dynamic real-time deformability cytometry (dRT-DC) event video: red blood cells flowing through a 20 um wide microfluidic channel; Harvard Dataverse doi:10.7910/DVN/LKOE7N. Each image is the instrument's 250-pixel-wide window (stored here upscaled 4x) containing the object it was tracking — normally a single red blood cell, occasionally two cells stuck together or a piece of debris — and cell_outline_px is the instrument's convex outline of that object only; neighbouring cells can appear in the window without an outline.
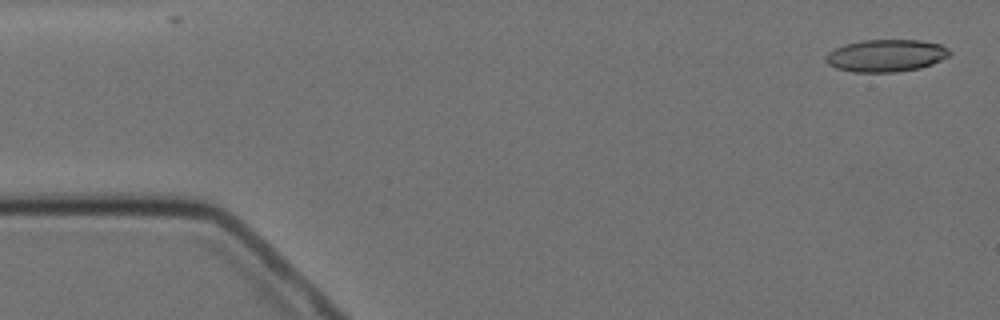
{"species": "Egyptian fruit bat (a non-hibernating species)", "species_latin": "Rousettus aegyptiacus", "temperature_condition": "cold", "stored_images_in_passage": 6, "camera_frame_rate_fps": 3000, "um_per_image_px": 0.085, "animal": {"sex": "female"}, "frame": {"image": 1, "passage_image": 1, "time_ms": 0.0, "image_size_px": [1000, 320], "cell_outline_px": [[952, 52], [948, 56], [932, 64], [920, 68], [896, 72], [852, 72], [836, 68], [828, 64], [824, 60], [824, 56], [828, 52], [844, 44], [864, 40], [920, 40], [940, 44], [948, 48]], "centroid_in_image_um": [75.29, 4.73], "position_along_channel_um": 9.7, "area_um2": 23.41}}
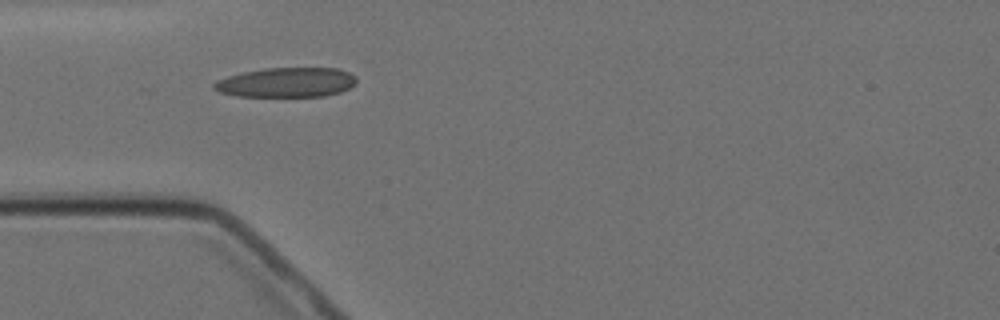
{"frame": {"image": 2, "passage_image": 5, "time_ms": 4.667, "image_size_px": [1000, 320], "cell_outline_px": [[356, 84], [340, 92], [324, 96], [236, 96], [220, 92], [212, 88], [212, 84], [216, 80], [228, 76], [244, 72], [264, 68], [336, 68], [348, 72], [356, 76]], "centroid_in_image_um": [24.34, 7.0], "position_along_channel_um": 60.7, "area_um2": 24.62}}
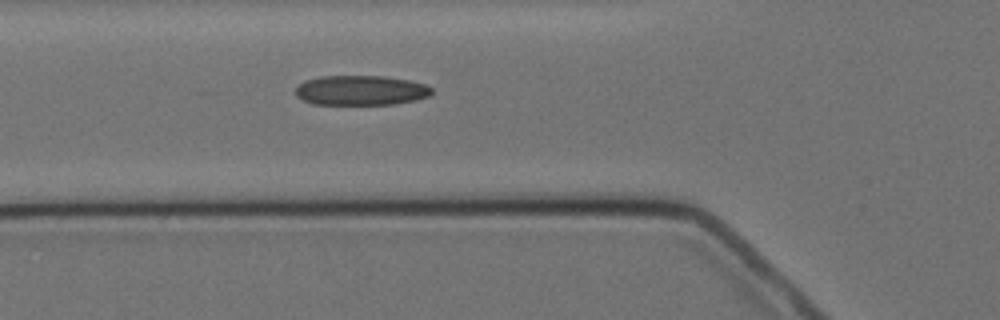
{"frame": {"image": 3, "passage_image": 6, "time_ms": 5.667, "image_size_px": [1000, 320], "cell_outline_px": [[432, 92], [428, 96], [416, 100], [396, 104], [312, 104], [300, 100], [296, 96], [296, 88], [304, 80], [320, 76], [384, 76], [408, 80], [424, 84], [432, 88]], "centroid_in_image_um": [30.64, 7.68], "position_along_channel_um": 95.2, "area_um2": 23.76}}